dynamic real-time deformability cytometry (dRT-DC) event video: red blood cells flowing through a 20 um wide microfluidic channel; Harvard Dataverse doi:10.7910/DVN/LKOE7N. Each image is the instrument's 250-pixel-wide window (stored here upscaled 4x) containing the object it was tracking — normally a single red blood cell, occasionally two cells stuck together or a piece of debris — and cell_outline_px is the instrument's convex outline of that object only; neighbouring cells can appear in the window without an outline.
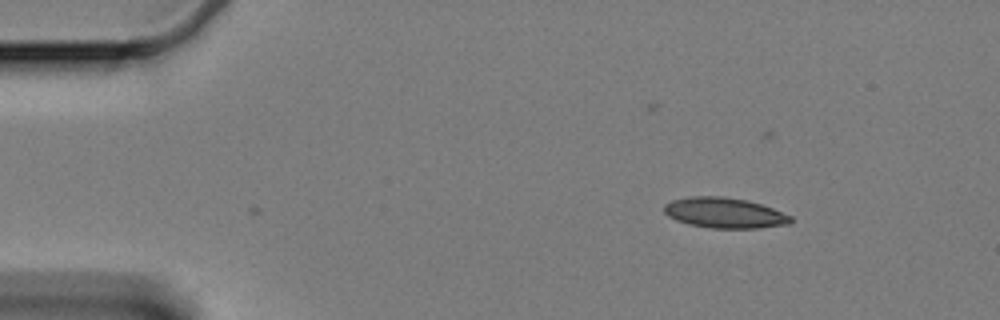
{"species": "Egyptian fruit bat (a non-hibernating species)", "species_latin": "Rousettus aegyptiacus", "temperature_condition": "cold", "stored_images_in_passage": 11, "camera_frame_rate_fps": 3000, "um_per_image_px": 0.085, "animal": {"sex": "female"}, "frame": {"image": 1, "passage_image": 1, "time_ms": 0.0, "image_size_px": [1000, 320], "cell_outline_px": [[792, 224], [760, 228], [712, 228], [688, 224], [676, 220], [668, 216], [664, 212], [664, 204], [672, 200], [688, 196], [724, 196], [748, 200], [772, 208], [792, 216]], "centroid_in_image_um": [61.59, 18.09], "position_along_channel_um": 23.4, "area_um2": 22.66}}
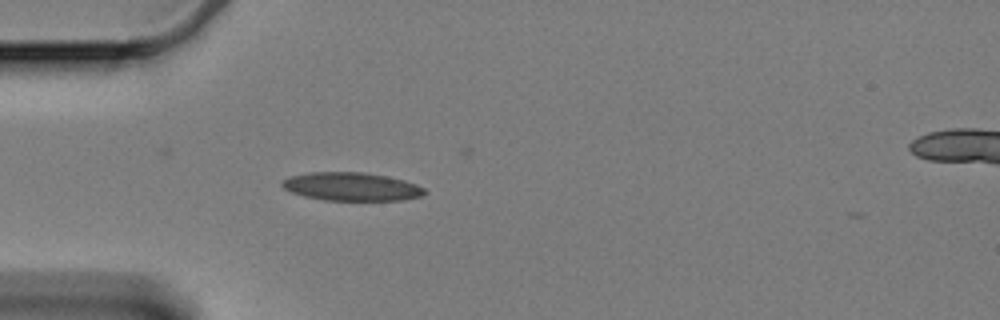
{"frame": {"image": 2, "passage_image": 10, "time_ms": 3.0, "image_size_px": [1000, 320], "cell_outline_px": [[428, 192], [420, 196], [404, 200], [324, 200], [304, 196], [292, 192], [284, 188], [280, 184], [280, 180], [288, 176], [308, 172], [364, 172], [388, 176], [404, 180], [416, 184], [424, 188]], "centroid_in_image_um": [29.85, 15.85], "position_along_channel_um": 55.1, "area_um2": 23.7}}